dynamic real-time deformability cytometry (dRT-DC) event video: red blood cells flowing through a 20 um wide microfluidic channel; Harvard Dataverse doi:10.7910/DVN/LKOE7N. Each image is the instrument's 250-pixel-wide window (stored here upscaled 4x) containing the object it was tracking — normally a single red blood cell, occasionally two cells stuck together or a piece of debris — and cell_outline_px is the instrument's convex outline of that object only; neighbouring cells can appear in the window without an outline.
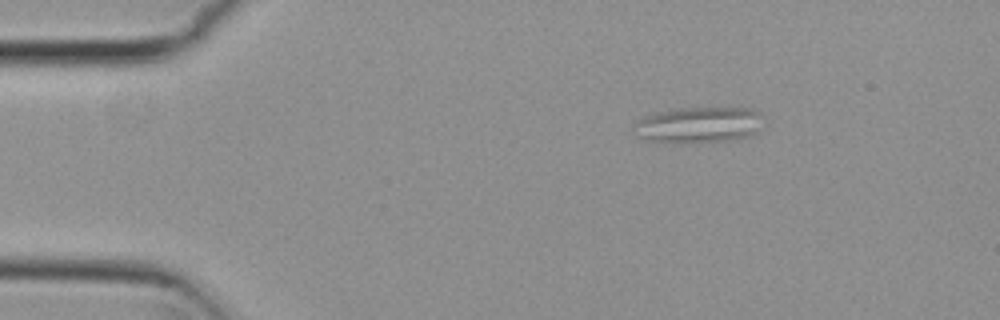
{"species": "common noctule bat (a hibernating species)", "species_latin": "Nyctalus noctula", "temperature_condition": "cold", "stored_images_in_passage": 46, "camera_frame_rate_fps": 3000, "um_per_image_px": 0.085, "animal": {"sex": "female", "body_mass_g": 29.2, "forearm_length_mm": 56.3}, "frame": {"image": 1, "passage_image": 9, "time_ms": 2.667, "image_size_px": [1000, 320], "cell_outline_px": [[764, 116], [756, 132], [748, 136], [728, 140], [656, 144], [644, 140], [636, 136], [636, 120], [644, 116], [656, 112], [676, 108], [752, 108]], "centroid_in_image_um": [59.32, 10.62], "position_along_channel_um": 25.7, "area_um2": 27.4}}
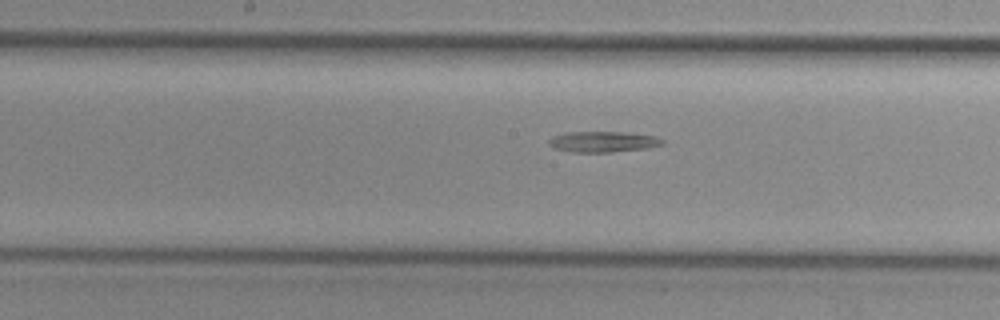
{"frame": {"image": 2, "passage_image": 28, "time_ms": 9.0, "image_size_px": [1000, 320], "cell_outline_px": [[664, 144], [648, 148], [608, 152], [572, 152], [552, 148], [548, 144], [548, 140], [552, 136], [568, 132], [624, 132], [656, 136], [664, 140]], "centroid_in_image_um": [51.24, 12.05], "position_along_channel_um": 197.0, "area_um2": 13.81}}
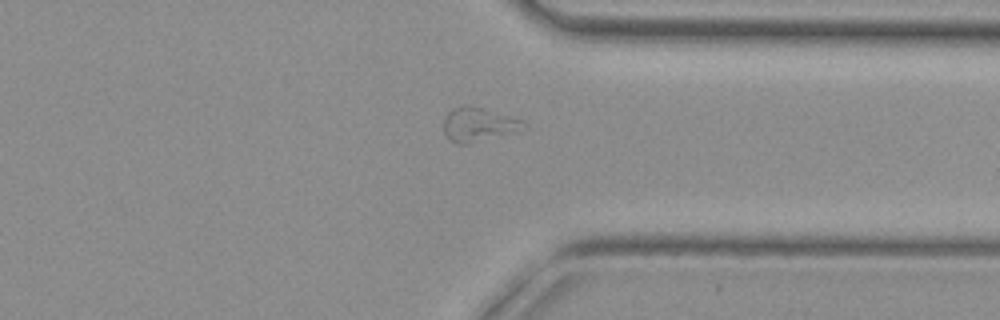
{"frame": {"image": 3, "passage_image": 42, "time_ms": 13.667, "image_size_px": [1000, 320], "cell_outline_px": [[520, 120], [508, 128], [500, 132], [468, 144], [456, 144], [448, 140], [444, 132], [444, 116], [452, 108], [464, 104], [468, 104], [508, 116]], "centroid_in_image_um": [40.29, 10.53], "position_along_channel_um": 371.1, "area_um2": 14.1}}